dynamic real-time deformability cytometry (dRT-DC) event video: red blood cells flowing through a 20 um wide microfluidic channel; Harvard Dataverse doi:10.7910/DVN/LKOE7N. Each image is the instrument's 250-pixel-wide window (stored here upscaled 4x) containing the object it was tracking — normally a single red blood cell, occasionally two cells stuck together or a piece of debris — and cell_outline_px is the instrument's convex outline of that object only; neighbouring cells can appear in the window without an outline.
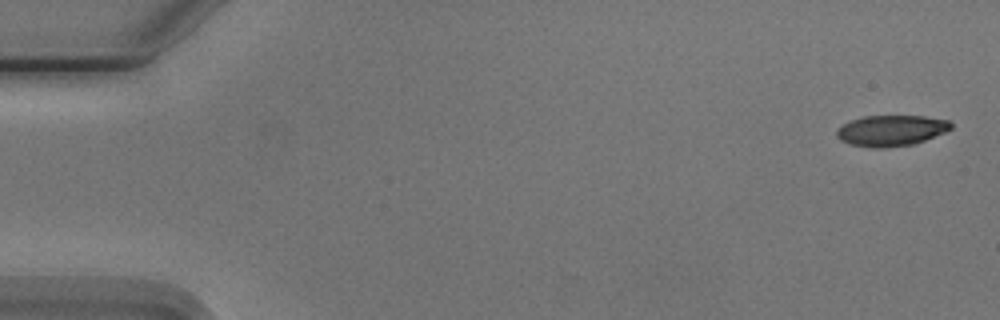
{"species": "Egyptian fruit bat (a non-hibernating species)", "species_latin": "Rousettus aegyptiacus", "temperature_condition": "cold", "stored_images_in_passage": 6, "camera_frame_rate_fps": 3000, "um_per_image_px": 0.085, "animal": {"sex": "male"}, "frame": {"image": 1, "passage_image": 1, "time_ms": 0.0, "image_size_px": [1000, 320], "cell_outline_px": [[952, 128], [944, 132], [916, 144], [884, 148], [872, 148], [852, 144], [840, 140], [836, 136], [836, 128], [852, 120], [864, 116], [924, 116], [948, 120], [952, 124]], "centroid_in_image_um": [75.74, 11.1], "position_along_channel_um": 9.3, "area_um2": 20.58}}
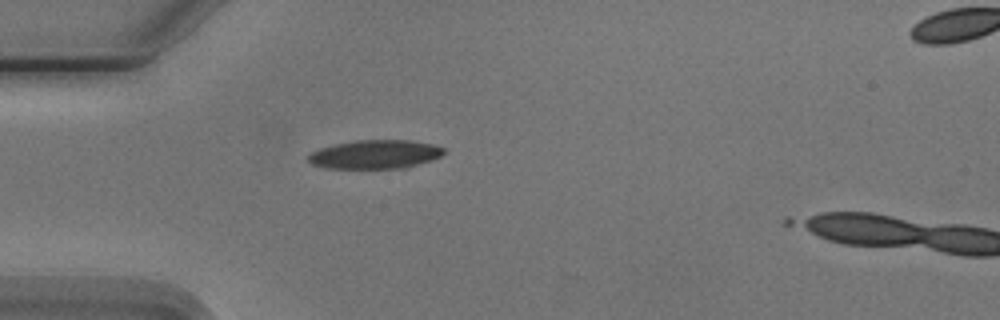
{"frame": {"image": 2, "passage_image": 5, "time_ms": 4.667, "image_size_px": [1000, 320], "cell_outline_px": [[444, 152], [440, 156], [432, 160], [408, 168], [324, 168], [312, 164], [308, 160], [308, 156], [312, 152], [320, 148], [336, 144], [356, 140], [412, 140], [432, 144], [444, 148]], "centroid_in_image_um": [31.9, 13.12], "position_along_channel_um": 53.1, "area_um2": 22.72}}